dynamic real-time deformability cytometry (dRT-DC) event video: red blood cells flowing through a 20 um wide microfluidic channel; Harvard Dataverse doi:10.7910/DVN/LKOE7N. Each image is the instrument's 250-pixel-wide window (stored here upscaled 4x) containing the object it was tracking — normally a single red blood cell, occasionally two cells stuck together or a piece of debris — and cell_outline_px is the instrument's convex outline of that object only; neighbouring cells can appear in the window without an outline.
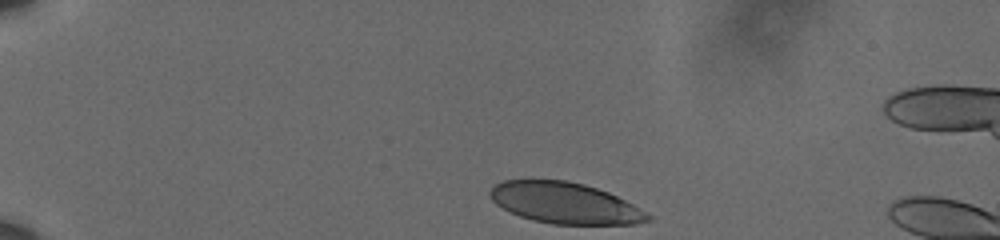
{"species": "human", "species_latin": "Homo sapiens", "temperature_condition": "cold", "stored_images_in_passage": 8, "camera_frame_rate_fps": 3000, "um_per_image_px": 0.085, "donor": {"sex": "male"}, "frame": {"image": 1, "passage_image": 1, "time_ms": 0.0, "image_size_px": [1000, 240], "cell_outline_px": [[652, 220], [636, 224], [552, 224], [532, 220], [508, 212], [496, 204], [488, 196], [488, 192], [496, 184], [504, 180], [528, 176], [568, 180], [584, 184], [608, 192], [640, 208], [652, 216]], "centroid_in_image_um": [47.94, 17.21], "position_along_channel_um": 37.1, "area_um2": 38.78}}